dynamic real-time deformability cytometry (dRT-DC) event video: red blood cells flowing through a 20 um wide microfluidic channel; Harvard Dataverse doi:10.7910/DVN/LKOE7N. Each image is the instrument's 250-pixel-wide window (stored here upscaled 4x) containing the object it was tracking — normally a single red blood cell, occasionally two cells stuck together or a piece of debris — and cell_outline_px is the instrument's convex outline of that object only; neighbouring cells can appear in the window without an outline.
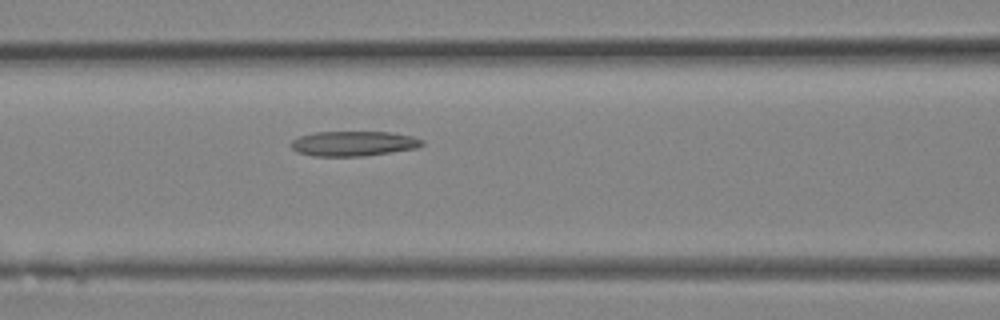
{"species": "Egyptian fruit bat (a non-hibernating species)", "species_latin": "Rousettus aegyptiacus", "temperature_condition": "room temperature", "stored_images_in_passage": 10, "camera_frame_rate_fps": 3000, "um_per_image_px": 0.085, "animal": {"sex": "female"}, "frame": {"image": 1, "passage_image": 4, "time_ms": 1.0, "image_size_px": [1000, 320], "cell_outline_px": [[424, 144], [416, 148], [392, 152], [364, 156], [312, 156], [296, 152], [288, 144], [292, 140], [300, 136], [312, 132], [392, 132], [412, 136], [424, 140]], "centroid_in_image_um": [30.02, 12.2], "position_along_channel_um": 136.6, "area_um2": 19.25}}
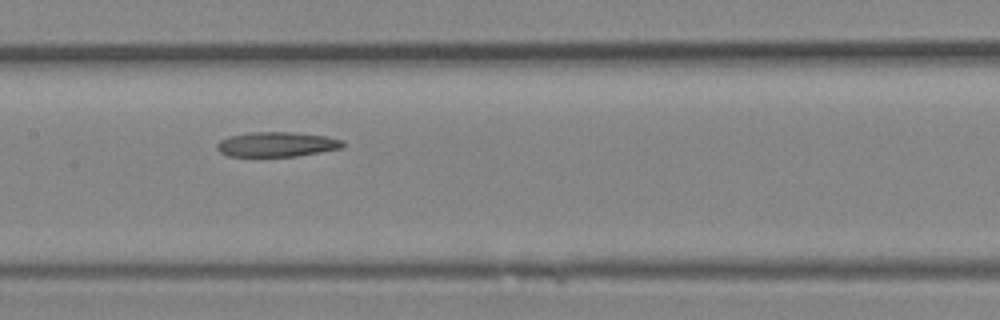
{"frame": {"image": 2, "passage_image": 6, "time_ms": 1.667, "image_size_px": [1000, 320], "cell_outline_px": [[344, 148], [296, 156], [228, 156], [220, 152], [216, 148], [216, 144], [220, 140], [228, 136], [248, 132], [292, 132], [328, 136], [344, 140]], "centroid_in_image_um": [23.54, 12.26], "position_along_channel_um": 183.9, "area_um2": 18.38}}
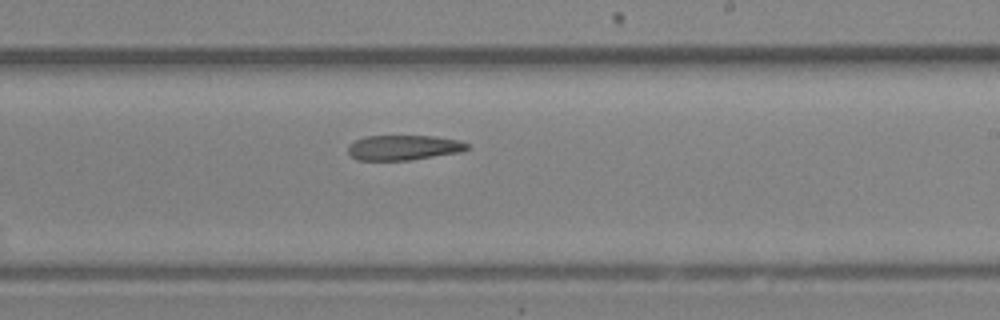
{"frame": {"image": 3, "passage_image": 9, "time_ms": 2.667, "image_size_px": [1000, 320], "cell_outline_px": [[468, 148], [460, 152], [412, 160], [356, 160], [348, 152], [348, 144], [364, 136], [432, 136], [460, 140], [468, 144]], "centroid_in_image_um": [34.29, 12.54], "position_along_channel_um": 254.7, "area_um2": 17.4}}